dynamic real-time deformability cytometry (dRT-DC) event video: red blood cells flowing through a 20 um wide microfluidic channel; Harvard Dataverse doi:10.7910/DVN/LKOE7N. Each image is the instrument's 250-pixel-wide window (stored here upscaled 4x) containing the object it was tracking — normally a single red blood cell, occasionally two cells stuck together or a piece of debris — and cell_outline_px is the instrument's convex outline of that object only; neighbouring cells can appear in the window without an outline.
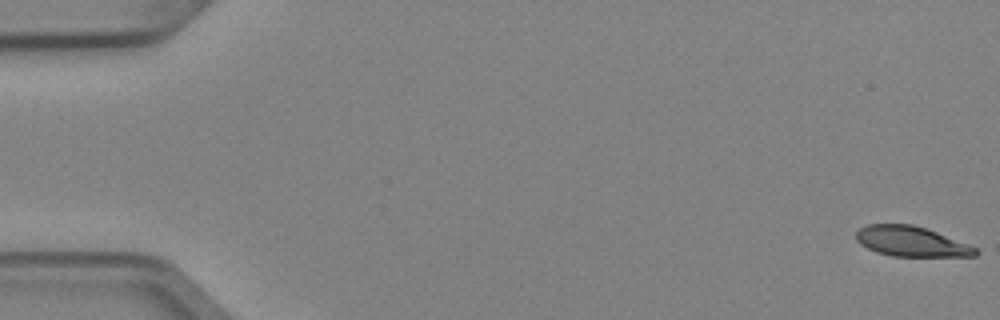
{"species": "Egyptian fruit bat (a non-hibernating species)", "species_latin": "Rousettus aegyptiacus", "temperature_condition": "cold", "stored_images_in_passage": 6, "camera_frame_rate_fps": 3000, "um_per_image_px": 0.085, "animal": {"sex": "female"}, "frame": {"image": 1, "passage_image": 1, "time_ms": 0.0, "image_size_px": [1000, 320], "cell_outline_px": [[980, 252], [976, 256], [892, 256], [876, 252], [860, 244], [856, 240], [856, 232], [860, 228], [868, 224], [912, 224], [936, 232], [968, 244], [976, 248]], "centroid_in_image_um": [77.44, 20.53], "position_along_channel_um": 7.6, "area_um2": 20.81}}